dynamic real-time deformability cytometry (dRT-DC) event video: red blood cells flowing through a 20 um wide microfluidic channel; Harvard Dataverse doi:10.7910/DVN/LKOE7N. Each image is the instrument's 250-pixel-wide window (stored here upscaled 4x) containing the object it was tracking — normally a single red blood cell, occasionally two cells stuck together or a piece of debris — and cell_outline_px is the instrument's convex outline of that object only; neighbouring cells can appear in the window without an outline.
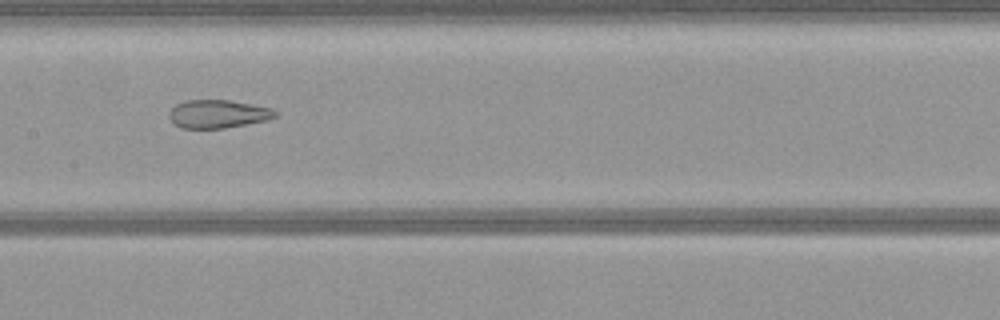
{"species": "common noctule bat (a hibernating species)", "species_latin": "Nyctalus noctula", "temperature_condition": "warm", "stored_images_in_passage": 52, "camera_frame_rate_fps": 3000, "um_per_image_px": 0.085, "animal": {"sex": "female", "body_mass_g": 21.9}, "frame": {"image": 1, "passage_image": 25, "time_ms": 8.0, "image_size_px": [1000, 320], "cell_outline_px": [[280, 116], [268, 120], [224, 128], [180, 128], [168, 116], [168, 112], [176, 104], [184, 100], [228, 100], [252, 104], [272, 108]], "centroid_in_image_um": [18.55, 9.68], "position_along_channel_um": 188.9, "area_um2": 17.51}}
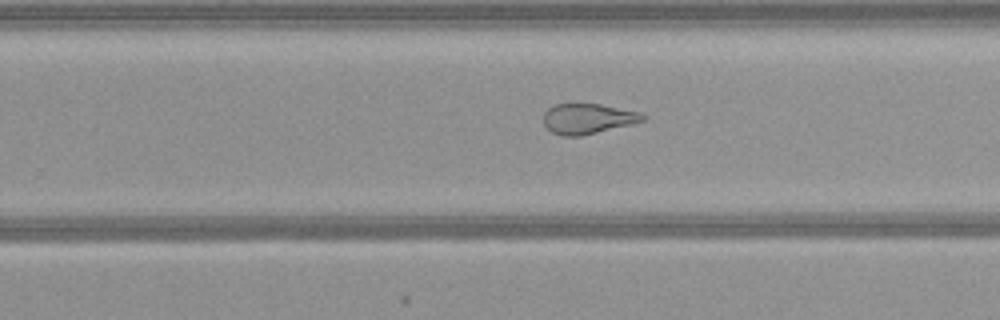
{"frame": {"image": 2, "passage_image": 32, "time_ms": 10.333, "image_size_px": [1000, 320], "cell_outline_px": [[644, 120], [632, 124], [580, 136], [564, 136], [552, 132], [544, 124], [544, 112], [552, 104], [600, 104], [636, 112], [644, 116]], "centroid_in_image_um": [49.9, 10.09], "position_along_channel_um": 279.9, "area_um2": 17.17}}
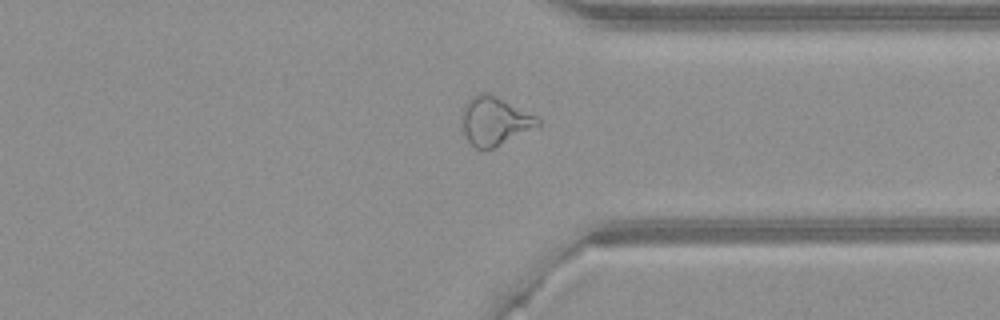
{"frame": {"image": 3, "passage_image": 39, "time_ms": 12.667, "image_size_px": [1000, 320], "cell_outline_px": [[540, 124], [492, 148], [476, 148], [464, 136], [460, 120], [464, 104], [472, 96], [480, 92], [488, 92], [536, 116], [540, 120]], "centroid_in_image_um": [41.96, 10.25], "position_along_channel_um": 369.4, "area_um2": 21.04}}